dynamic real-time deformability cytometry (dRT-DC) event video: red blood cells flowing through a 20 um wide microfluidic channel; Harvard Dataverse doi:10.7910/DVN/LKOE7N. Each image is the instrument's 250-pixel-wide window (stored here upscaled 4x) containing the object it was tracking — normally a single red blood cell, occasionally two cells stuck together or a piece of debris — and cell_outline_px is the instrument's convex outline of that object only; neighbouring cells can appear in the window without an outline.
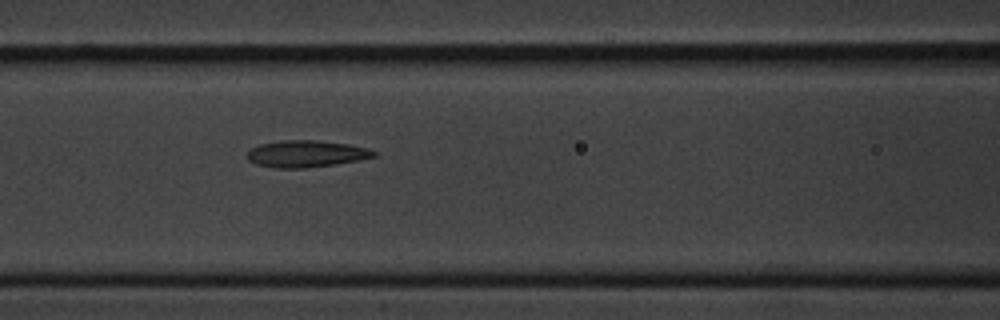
{"species": "common noctule bat (a hibernating species)", "species_latin": "Nyctalus noctula", "temperature_condition": "cold", "stored_images_in_passage": 4, "camera_frame_rate_fps": 3000, "um_per_image_px": 0.085, "animal": {"sex": "male", "body_mass_g": 20.1, "forearm_length_mm": 53.5}, "frame": {"image": 1, "passage_image": 4, "time_ms": 3.333, "image_size_px": [1000, 320], "cell_outline_px": [[380, 152], [376, 156], [360, 160], [304, 168], [276, 168], [256, 164], [248, 160], [248, 152], [252, 148], [260, 144], [280, 140], [316, 140], [348, 144], [368, 148]], "centroid_in_image_um": [26.06, 13.06], "position_along_channel_um": 140.5, "area_um2": 19.77}}